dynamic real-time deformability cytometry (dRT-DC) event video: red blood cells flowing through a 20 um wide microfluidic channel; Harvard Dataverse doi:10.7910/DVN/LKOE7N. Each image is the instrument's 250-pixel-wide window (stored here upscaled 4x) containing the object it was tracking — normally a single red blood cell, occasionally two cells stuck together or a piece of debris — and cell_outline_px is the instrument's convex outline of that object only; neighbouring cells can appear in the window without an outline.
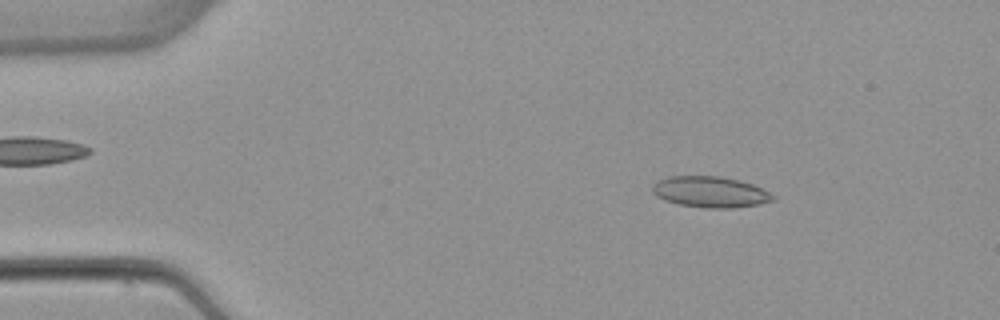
{"species": "common noctule bat (a hibernating species)", "species_latin": "Nyctalus noctula", "temperature_condition": "warm", "stored_images_in_passage": 3, "camera_frame_rate_fps": 3000, "um_per_image_px": 0.085, "animal": {"sex": "female", "body_mass_g": 22.7, "forearm_length_mm": 54.2}, "frame": {"image": 1, "passage_image": 1, "time_ms": 0.0, "image_size_px": [1000, 320], "cell_outline_px": [[776, 196], [772, 200], [760, 204], [732, 208], [708, 208], [680, 204], [664, 200], [656, 196], [652, 192], [652, 184], [668, 176], [720, 176], [740, 180], [752, 184]], "centroid_in_image_um": [60.35, 16.31], "position_along_channel_um": 24.6, "area_um2": 21.68}}